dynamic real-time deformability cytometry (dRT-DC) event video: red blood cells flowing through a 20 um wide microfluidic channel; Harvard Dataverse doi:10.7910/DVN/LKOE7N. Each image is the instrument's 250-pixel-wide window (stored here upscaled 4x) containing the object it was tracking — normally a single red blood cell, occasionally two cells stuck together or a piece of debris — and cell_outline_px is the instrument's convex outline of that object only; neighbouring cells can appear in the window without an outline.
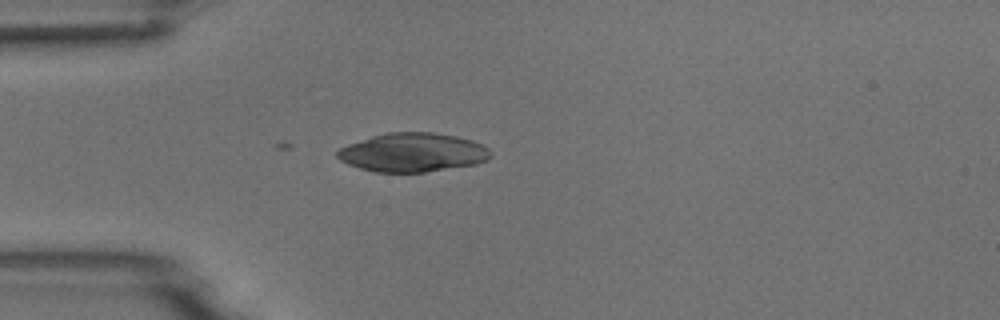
{"species": "common noctule bat (a hibernating species)", "species_latin": "Nyctalus noctula", "temperature_condition": "room temperature", "stored_images_in_passage": 3, "camera_frame_rate_fps": 3000, "um_per_image_px": 0.085, "animal": {"sex": "male", "body_mass_g": 18.8}, "frame": {"image": 1, "passage_image": 3, "time_ms": 2.333, "image_size_px": [1000, 320], "cell_outline_px": [[492, 156], [488, 160], [476, 164], [424, 172], [376, 172], [360, 168], [348, 164], [340, 160], [336, 156], [336, 152], [340, 148], [348, 144], [372, 136], [388, 132], [432, 132], [456, 136], [472, 140], [488, 148], [492, 152]], "centroid_in_image_um": [35.09, 12.95], "position_along_channel_um": 49.9, "area_um2": 34.68}}